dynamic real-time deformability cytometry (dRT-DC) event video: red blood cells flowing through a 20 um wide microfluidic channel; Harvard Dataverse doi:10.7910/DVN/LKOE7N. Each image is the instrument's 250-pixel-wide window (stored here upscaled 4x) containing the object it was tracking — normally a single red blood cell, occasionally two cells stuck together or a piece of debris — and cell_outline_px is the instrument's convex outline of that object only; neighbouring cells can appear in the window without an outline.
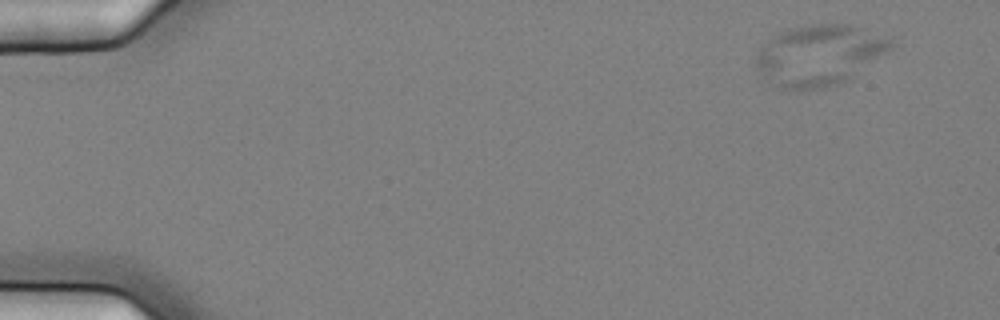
{"species": "common noctule bat (a hibernating species)", "species_latin": "Nyctalus noctula", "temperature_condition": "cold", "stored_images_in_passage": 7, "camera_frame_rate_fps": 3000, "um_per_image_px": 0.085, "animal": {"sex": "female", "body_mass_g": 25.1}, "frame": {"image": 1, "passage_image": 1, "time_ms": 0.0, "image_size_px": [1000, 320], "cell_outline_px": [[892, 48], [888, 52], [852, 80], [840, 84], [824, 88], [784, 88], [764, 76], [756, 68], [756, 56], [760, 48], [768, 36], [788, 28], [804, 24], [852, 24], [892, 40]], "centroid_in_image_um": [69.66, 4.66], "position_along_channel_um": 15.3, "area_um2": 47.97}}
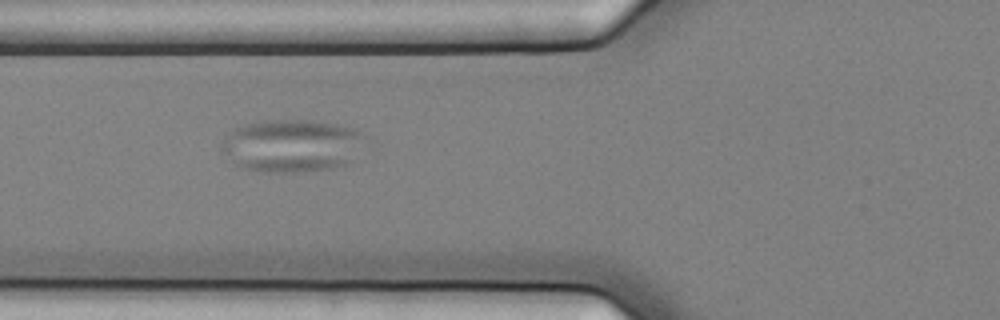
{"frame": {"image": 2, "passage_image": 6, "time_ms": 1.667, "image_size_px": [1000, 320], "cell_outline_px": [[364, 136], [352, 164], [328, 168], [296, 172], [264, 172], [240, 168], [220, 148], [228, 132], [244, 124], [260, 120], [312, 120], [336, 124], [352, 128], [360, 132]], "centroid_in_image_um": [24.78, 12.38], "position_along_channel_um": 101.0, "area_um2": 43.99}}
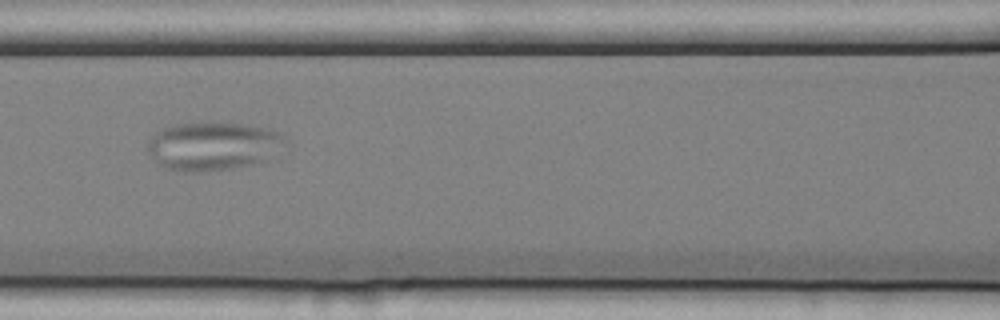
{"frame": {"image": 3, "passage_image": 7, "time_ms": 2.0, "image_size_px": [1000, 320], "cell_outline_px": [[292, 144], [268, 160], [256, 164], [232, 168], [200, 172], [184, 172], [164, 168], [152, 156], [148, 148], [148, 140], [156, 132], [172, 124], [248, 124], [280, 132]], "centroid_in_image_um": [18.22, 12.44], "position_along_channel_um": 148.4, "area_um2": 39.07}}